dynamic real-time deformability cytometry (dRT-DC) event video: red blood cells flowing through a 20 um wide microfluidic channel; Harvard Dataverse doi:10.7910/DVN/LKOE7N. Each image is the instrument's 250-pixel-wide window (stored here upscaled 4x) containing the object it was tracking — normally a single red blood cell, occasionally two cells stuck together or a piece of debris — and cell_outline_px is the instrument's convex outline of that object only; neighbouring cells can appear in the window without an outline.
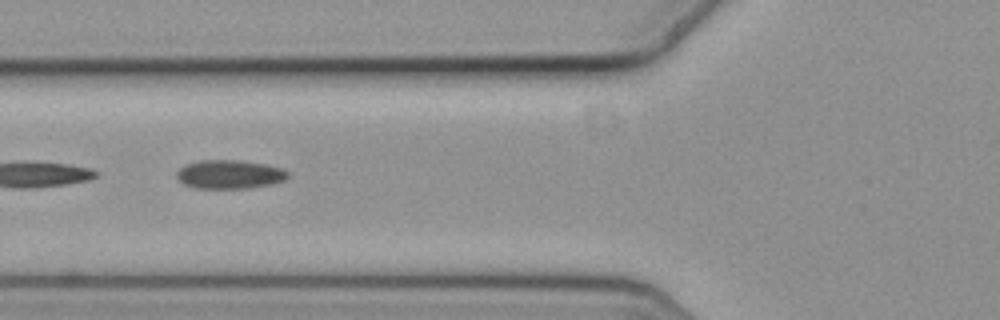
{"species": "common noctule bat (a hibernating species)", "species_latin": "Nyctalus noctula", "temperature_condition": "cold", "stored_images_in_passage": 12, "camera_frame_rate_fps": 3000, "um_per_image_px": 0.085, "animal": {"sex": "female", "body_mass_g": 19.3, "forearm_length_mm": 54.1}, "frame": {"image": 1, "passage_image": 6, "time_ms": 1.667, "image_size_px": [1000, 320], "cell_outline_px": [[288, 176], [284, 180], [272, 184], [248, 188], [196, 188], [184, 184], [176, 176], [176, 172], [184, 164], [200, 160], [240, 160], [268, 164], [284, 168], [288, 172]], "centroid_in_image_um": [19.53, 14.81], "position_along_channel_um": 106.3, "area_um2": 18.79}}